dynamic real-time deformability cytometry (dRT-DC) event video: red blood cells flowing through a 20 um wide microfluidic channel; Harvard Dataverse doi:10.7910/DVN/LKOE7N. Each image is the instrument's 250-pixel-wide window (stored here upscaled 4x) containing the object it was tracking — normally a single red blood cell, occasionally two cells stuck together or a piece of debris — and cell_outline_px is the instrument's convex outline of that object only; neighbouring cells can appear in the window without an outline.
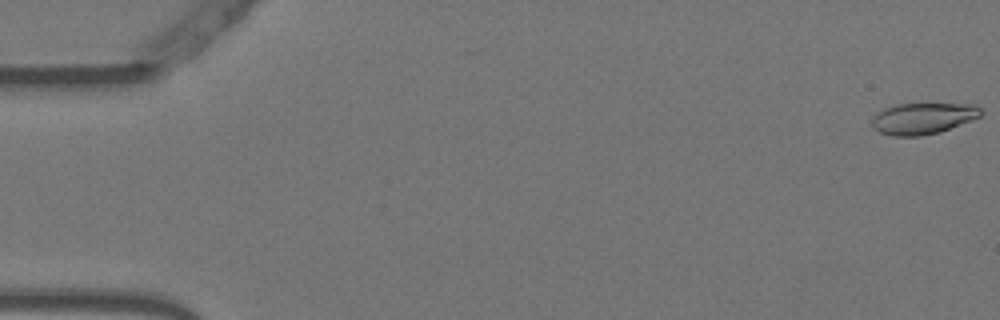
{"species": "Egyptian fruit bat (a non-hibernating species)", "species_latin": "Rousettus aegyptiacus", "temperature_condition": "warm", "stored_images_in_passage": 54, "camera_frame_rate_fps": 3000, "um_per_image_px": 0.085, "animal": {"sex": "female"}, "frame": {"image": 1, "passage_image": 1, "time_ms": 0.0, "image_size_px": [1000, 320], "cell_outline_px": [[980, 116], [972, 120], [940, 132], [920, 136], [892, 136], [880, 132], [872, 128], [872, 116], [884, 108], [896, 104], [976, 104], [980, 108]], "centroid_in_image_um": [78.42, 10.07], "position_along_channel_um": 6.6, "area_um2": 19.88}}
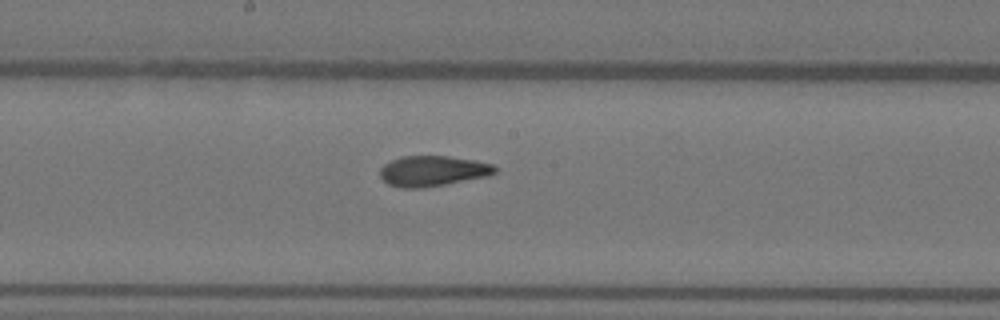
{"frame": {"image": 2, "passage_image": 29, "time_ms": 9.333, "image_size_px": [1000, 320], "cell_outline_px": [[496, 172], [488, 176], [424, 188], [400, 188], [388, 184], [380, 176], [380, 168], [384, 164], [400, 156], [448, 156], [472, 160], [492, 164], [496, 168]], "centroid_in_image_um": [36.75, 14.54], "position_along_channel_um": 211.5, "area_um2": 20.35}}
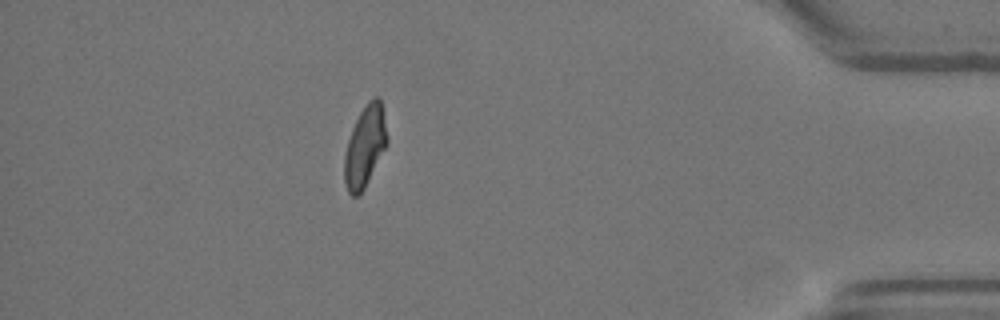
{"frame": {"image": 3, "passage_image": 48, "time_ms": 15.667, "image_size_px": [1000, 320], "cell_outline_px": [[388, 144], [360, 196], [352, 196], [348, 192], [344, 180], [344, 156], [348, 140], [352, 128], [360, 112], [368, 100], [372, 96], [380, 96], [388, 140]], "centroid_in_image_um": [31.02, 12.44], "position_along_channel_um": 404.2, "area_um2": 20.29}, "authors_computed_cell_mechanics": {"area_um2": 20.4901, "velocity_mm_per_s": 3.7876, "shape_relaxation_time_tau1_ms": 7.583, "shape_relaxation_time_tau2_ms": 2.0565, "deformation_change_tau1": 0.2123, "deformation_change_tau2": 0.0674}}